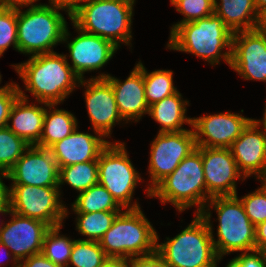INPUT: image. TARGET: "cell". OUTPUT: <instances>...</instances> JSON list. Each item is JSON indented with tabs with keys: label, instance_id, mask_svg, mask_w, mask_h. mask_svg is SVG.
Returning <instances> with one entry per match:
<instances>
[{
	"label": "cell",
	"instance_id": "obj_17",
	"mask_svg": "<svg viewBox=\"0 0 266 267\" xmlns=\"http://www.w3.org/2000/svg\"><path fill=\"white\" fill-rule=\"evenodd\" d=\"M79 85L86 88L84 99L93 130L101 133L105 139L111 137L113 126L123 120L111 83L106 78H89L81 79Z\"/></svg>",
	"mask_w": 266,
	"mask_h": 267
},
{
	"label": "cell",
	"instance_id": "obj_37",
	"mask_svg": "<svg viewBox=\"0 0 266 267\" xmlns=\"http://www.w3.org/2000/svg\"><path fill=\"white\" fill-rule=\"evenodd\" d=\"M128 267H170L155 251L145 256L131 257L127 259Z\"/></svg>",
	"mask_w": 266,
	"mask_h": 267
},
{
	"label": "cell",
	"instance_id": "obj_22",
	"mask_svg": "<svg viewBox=\"0 0 266 267\" xmlns=\"http://www.w3.org/2000/svg\"><path fill=\"white\" fill-rule=\"evenodd\" d=\"M18 87L20 96L11 108L7 127L29 146L36 145L42 135L44 116L48 104L44 102H38V105L35 103L29 104V96L20 89L19 85ZM10 121L12 122L11 125L9 124Z\"/></svg>",
	"mask_w": 266,
	"mask_h": 267
},
{
	"label": "cell",
	"instance_id": "obj_3",
	"mask_svg": "<svg viewBox=\"0 0 266 267\" xmlns=\"http://www.w3.org/2000/svg\"><path fill=\"white\" fill-rule=\"evenodd\" d=\"M212 208L218 216L217 241L211 223ZM200 214L209 226L217 256L256 249L255 225L248 218L237 195L211 198Z\"/></svg>",
	"mask_w": 266,
	"mask_h": 267
},
{
	"label": "cell",
	"instance_id": "obj_42",
	"mask_svg": "<svg viewBox=\"0 0 266 267\" xmlns=\"http://www.w3.org/2000/svg\"><path fill=\"white\" fill-rule=\"evenodd\" d=\"M256 249L266 252V221L255 226Z\"/></svg>",
	"mask_w": 266,
	"mask_h": 267
},
{
	"label": "cell",
	"instance_id": "obj_38",
	"mask_svg": "<svg viewBox=\"0 0 266 267\" xmlns=\"http://www.w3.org/2000/svg\"><path fill=\"white\" fill-rule=\"evenodd\" d=\"M236 258L242 267H266V252L262 250L241 252Z\"/></svg>",
	"mask_w": 266,
	"mask_h": 267
},
{
	"label": "cell",
	"instance_id": "obj_7",
	"mask_svg": "<svg viewBox=\"0 0 266 267\" xmlns=\"http://www.w3.org/2000/svg\"><path fill=\"white\" fill-rule=\"evenodd\" d=\"M98 242L108 257L129 259L154 253L157 232L141 208L125 209Z\"/></svg>",
	"mask_w": 266,
	"mask_h": 267
},
{
	"label": "cell",
	"instance_id": "obj_50",
	"mask_svg": "<svg viewBox=\"0 0 266 267\" xmlns=\"http://www.w3.org/2000/svg\"><path fill=\"white\" fill-rule=\"evenodd\" d=\"M11 212V208H0V214L2 213V215L4 214H9ZM4 224L5 223H1V225H0V231H1V229L3 228V226H4Z\"/></svg>",
	"mask_w": 266,
	"mask_h": 267
},
{
	"label": "cell",
	"instance_id": "obj_33",
	"mask_svg": "<svg viewBox=\"0 0 266 267\" xmlns=\"http://www.w3.org/2000/svg\"><path fill=\"white\" fill-rule=\"evenodd\" d=\"M176 11L184 17L172 25L170 34L180 25L214 14V0H170Z\"/></svg>",
	"mask_w": 266,
	"mask_h": 267
},
{
	"label": "cell",
	"instance_id": "obj_23",
	"mask_svg": "<svg viewBox=\"0 0 266 267\" xmlns=\"http://www.w3.org/2000/svg\"><path fill=\"white\" fill-rule=\"evenodd\" d=\"M219 1V2H218ZM214 0V14L232 33L259 27L260 14L254 0Z\"/></svg>",
	"mask_w": 266,
	"mask_h": 267
},
{
	"label": "cell",
	"instance_id": "obj_2",
	"mask_svg": "<svg viewBox=\"0 0 266 267\" xmlns=\"http://www.w3.org/2000/svg\"><path fill=\"white\" fill-rule=\"evenodd\" d=\"M231 30L217 15L180 24L169 37L170 50L191 53L204 59L212 66L224 60L228 66L232 58ZM228 49L223 53V49Z\"/></svg>",
	"mask_w": 266,
	"mask_h": 267
},
{
	"label": "cell",
	"instance_id": "obj_6",
	"mask_svg": "<svg viewBox=\"0 0 266 267\" xmlns=\"http://www.w3.org/2000/svg\"><path fill=\"white\" fill-rule=\"evenodd\" d=\"M61 10L71 19L66 9L50 4L17 9L18 52L30 56L55 52L53 47L62 43L68 23Z\"/></svg>",
	"mask_w": 266,
	"mask_h": 267
},
{
	"label": "cell",
	"instance_id": "obj_15",
	"mask_svg": "<svg viewBox=\"0 0 266 267\" xmlns=\"http://www.w3.org/2000/svg\"><path fill=\"white\" fill-rule=\"evenodd\" d=\"M251 120L249 117L231 111L192 117L191 128H193L196 146L229 148Z\"/></svg>",
	"mask_w": 266,
	"mask_h": 267
},
{
	"label": "cell",
	"instance_id": "obj_16",
	"mask_svg": "<svg viewBox=\"0 0 266 267\" xmlns=\"http://www.w3.org/2000/svg\"><path fill=\"white\" fill-rule=\"evenodd\" d=\"M10 221L0 231V243L4 244L18 262L42 252L44 236L50 226L43 221L9 213Z\"/></svg>",
	"mask_w": 266,
	"mask_h": 267
},
{
	"label": "cell",
	"instance_id": "obj_49",
	"mask_svg": "<svg viewBox=\"0 0 266 267\" xmlns=\"http://www.w3.org/2000/svg\"><path fill=\"white\" fill-rule=\"evenodd\" d=\"M265 106H266V103H265ZM255 121L260 125L262 126V128L266 131V107H265V110H264V114H263V118L262 120H256Z\"/></svg>",
	"mask_w": 266,
	"mask_h": 267
},
{
	"label": "cell",
	"instance_id": "obj_31",
	"mask_svg": "<svg viewBox=\"0 0 266 267\" xmlns=\"http://www.w3.org/2000/svg\"><path fill=\"white\" fill-rule=\"evenodd\" d=\"M107 258L98 241L74 239L68 267H100Z\"/></svg>",
	"mask_w": 266,
	"mask_h": 267
},
{
	"label": "cell",
	"instance_id": "obj_40",
	"mask_svg": "<svg viewBox=\"0 0 266 267\" xmlns=\"http://www.w3.org/2000/svg\"><path fill=\"white\" fill-rule=\"evenodd\" d=\"M39 0H0V5L8 7V8H13V9H22V7H38V6H43L46 5L45 3H39L37 4L36 2ZM36 4H35V3Z\"/></svg>",
	"mask_w": 266,
	"mask_h": 267
},
{
	"label": "cell",
	"instance_id": "obj_26",
	"mask_svg": "<svg viewBox=\"0 0 266 267\" xmlns=\"http://www.w3.org/2000/svg\"><path fill=\"white\" fill-rule=\"evenodd\" d=\"M71 209L74 213L124 210L106 188L99 183L79 193L72 203Z\"/></svg>",
	"mask_w": 266,
	"mask_h": 267
},
{
	"label": "cell",
	"instance_id": "obj_27",
	"mask_svg": "<svg viewBox=\"0 0 266 267\" xmlns=\"http://www.w3.org/2000/svg\"><path fill=\"white\" fill-rule=\"evenodd\" d=\"M65 183L77 192L86 191L98 184V160L77 163L59 168L58 187Z\"/></svg>",
	"mask_w": 266,
	"mask_h": 267
},
{
	"label": "cell",
	"instance_id": "obj_46",
	"mask_svg": "<svg viewBox=\"0 0 266 267\" xmlns=\"http://www.w3.org/2000/svg\"><path fill=\"white\" fill-rule=\"evenodd\" d=\"M222 257L223 256H217L216 267L218 266L217 264H219V262L221 261ZM226 267H242V265H241L240 261L236 257H234L228 262Z\"/></svg>",
	"mask_w": 266,
	"mask_h": 267
},
{
	"label": "cell",
	"instance_id": "obj_35",
	"mask_svg": "<svg viewBox=\"0 0 266 267\" xmlns=\"http://www.w3.org/2000/svg\"><path fill=\"white\" fill-rule=\"evenodd\" d=\"M260 186L255 191L239 198L248 218L255 226L266 221V187L262 183Z\"/></svg>",
	"mask_w": 266,
	"mask_h": 267
},
{
	"label": "cell",
	"instance_id": "obj_10",
	"mask_svg": "<svg viewBox=\"0 0 266 267\" xmlns=\"http://www.w3.org/2000/svg\"><path fill=\"white\" fill-rule=\"evenodd\" d=\"M11 211L43 221L50 227L63 224L68 216V208L61 200L59 187H39L31 185H11Z\"/></svg>",
	"mask_w": 266,
	"mask_h": 267
},
{
	"label": "cell",
	"instance_id": "obj_5",
	"mask_svg": "<svg viewBox=\"0 0 266 267\" xmlns=\"http://www.w3.org/2000/svg\"><path fill=\"white\" fill-rule=\"evenodd\" d=\"M158 198L162 204L171 203L177 211L183 212L193 206L200 214L206 205V183L201 157V147L186 156L178 167L152 190L151 198Z\"/></svg>",
	"mask_w": 266,
	"mask_h": 267
},
{
	"label": "cell",
	"instance_id": "obj_9",
	"mask_svg": "<svg viewBox=\"0 0 266 267\" xmlns=\"http://www.w3.org/2000/svg\"><path fill=\"white\" fill-rule=\"evenodd\" d=\"M125 142H110L98 157V183L125 209L141 208L134 190L142 177L129 159ZM132 203V204H131Z\"/></svg>",
	"mask_w": 266,
	"mask_h": 267
},
{
	"label": "cell",
	"instance_id": "obj_4",
	"mask_svg": "<svg viewBox=\"0 0 266 267\" xmlns=\"http://www.w3.org/2000/svg\"><path fill=\"white\" fill-rule=\"evenodd\" d=\"M134 0H85L71 14L82 31L110 40L116 47L131 45Z\"/></svg>",
	"mask_w": 266,
	"mask_h": 267
},
{
	"label": "cell",
	"instance_id": "obj_51",
	"mask_svg": "<svg viewBox=\"0 0 266 267\" xmlns=\"http://www.w3.org/2000/svg\"><path fill=\"white\" fill-rule=\"evenodd\" d=\"M260 182L266 187V175L259 179Z\"/></svg>",
	"mask_w": 266,
	"mask_h": 267
},
{
	"label": "cell",
	"instance_id": "obj_41",
	"mask_svg": "<svg viewBox=\"0 0 266 267\" xmlns=\"http://www.w3.org/2000/svg\"><path fill=\"white\" fill-rule=\"evenodd\" d=\"M3 178L8 179L7 173L0 172V208H10V187L3 183Z\"/></svg>",
	"mask_w": 266,
	"mask_h": 267
},
{
	"label": "cell",
	"instance_id": "obj_14",
	"mask_svg": "<svg viewBox=\"0 0 266 267\" xmlns=\"http://www.w3.org/2000/svg\"><path fill=\"white\" fill-rule=\"evenodd\" d=\"M71 24L78 35L70 41L71 35L66 27L62 44L67 42L72 70L80 79H84L85 72L103 68L119 48L110 40L82 31L73 22Z\"/></svg>",
	"mask_w": 266,
	"mask_h": 267
},
{
	"label": "cell",
	"instance_id": "obj_48",
	"mask_svg": "<svg viewBox=\"0 0 266 267\" xmlns=\"http://www.w3.org/2000/svg\"><path fill=\"white\" fill-rule=\"evenodd\" d=\"M259 28L266 30V11L260 16Z\"/></svg>",
	"mask_w": 266,
	"mask_h": 267
},
{
	"label": "cell",
	"instance_id": "obj_19",
	"mask_svg": "<svg viewBox=\"0 0 266 267\" xmlns=\"http://www.w3.org/2000/svg\"><path fill=\"white\" fill-rule=\"evenodd\" d=\"M229 149L245 178L254 175L259 180L266 175V131L254 118Z\"/></svg>",
	"mask_w": 266,
	"mask_h": 267
},
{
	"label": "cell",
	"instance_id": "obj_39",
	"mask_svg": "<svg viewBox=\"0 0 266 267\" xmlns=\"http://www.w3.org/2000/svg\"><path fill=\"white\" fill-rule=\"evenodd\" d=\"M19 267H63L58 264H54L47 259L42 253L32 255L25 260L19 262Z\"/></svg>",
	"mask_w": 266,
	"mask_h": 267
},
{
	"label": "cell",
	"instance_id": "obj_29",
	"mask_svg": "<svg viewBox=\"0 0 266 267\" xmlns=\"http://www.w3.org/2000/svg\"><path fill=\"white\" fill-rule=\"evenodd\" d=\"M173 74V71L166 69L148 72L143 65L144 93L149 106L178 92L174 87Z\"/></svg>",
	"mask_w": 266,
	"mask_h": 267
},
{
	"label": "cell",
	"instance_id": "obj_24",
	"mask_svg": "<svg viewBox=\"0 0 266 267\" xmlns=\"http://www.w3.org/2000/svg\"><path fill=\"white\" fill-rule=\"evenodd\" d=\"M182 97L178 91L149 106L148 115L160 124L158 132H180L188 130L182 125L192 126V118L185 115L189 100H183Z\"/></svg>",
	"mask_w": 266,
	"mask_h": 267
},
{
	"label": "cell",
	"instance_id": "obj_30",
	"mask_svg": "<svg viewBox=\"0 0 266 267\" xmlns=\"http://www.w3.org/2000/svg\"><path fill=\"white\" fill-rule=\"evenodd\" d=\"M62 226L63 224L48 229L41 253L54 264L68 267L74 240L60 234Z\"/></svg>",
	"mask_w": 266,
	"mask_h": 267
},
{
	"label": "cell",
	"instance_id": "obj_18",
	"mask_svg": "<svg viewBox=\"0 0 266 267\" xmlns=\"http://www.w3.org/2000/svg\"><path fill=\"white\" fill-rule=\"evenodd\" d=\"M11 185L58 187L59 168L47 148L29 146L7 172Z\"/></svg>",
	"mask_w": 266,
	"mask_h": 267
},
{
	"label": "cell",
	"instance_id": "obj_8",
	"mask_svg": "<svg viewBox=\"0 0 266 267\" xmlns=\"http://www.w3.org/2000/svg\"><path fill=\"white\" fill-rule=\"evenodd\" d=\"M172 239L158 243L156 252L170 267H216L217 254L211 231L201 214Z\"/></svg>",
	"mask_w": 266,
	"mask_h": 267
},
{
	"label": "cell",
	"instance_id": "obj_12",
	"mask_svg": "<svg viewBox=\"0 0 266 267\" xmlns=\"http://www.w3.org/2000/svg\"><path fill=\"white\" fill-rule=\"evenodd\" d=\"M230 68L245 80L266 82V30L233 33Z\"/></svg>",
	"mask_w": 266,
	"mask_h": 267
},
{
	"label": "cell",
	"instance_id": "obj_34",
	"mask_svg": "<svg viewBox=\"0 0 266 267\" xmlns=\"http://www.w3.org/2000/svg\"><path fill=\"white\" fill-rule=\"evenodd\" d=\"M11 45L18 51L17 9L0 5V57Z\"/></svg>",
	"mask_w": 266,
	"mask_h": 267
},
{
	"label": "cell",
	"instance_id": "obj_28",
	"mask_svg": "<svg viewBox=\"0 0 266 267\" xmlns=\"http://www.w3.org/2000/svg\"><path fill=\"white\" fill-rule=\"evenodd\" d=\"M122 211H100L91 213H74L77 215L76 229L87 237L81 240L99 241L111 227L116 216Z\"/></svg>",
	"mask_w": 266,
	"mask_h": 267
},
{
	"label": "cell",
	"instance_id": "obj_20",
	"mask_svg": "<svg viewBox=\"0 0 266 267\" xmlns=\"http://www.w3.org/2000/svg\"><path fill=\"white\" fill-rule=\"evenodd\" d=\"M91 78H106L111 83L118 112L123 121H126L125 123L138 122L144 114H148L149 105L145 99L141 60L136 63L134 69L124 81L104 73Z\"/></svg>",
	"mask_w": 266,
	"mask_h": 267
},
{
	"label": "cell",
	"instance_id": "obj_45",
	"mask_svg": "<svg viewBox=\"0 0 266 267\" xmlns=\"http://www.w3.org/2000/svg\"><path fill=\"white\" fill-rule=\"evenodd\" d=\"M4 248H5V251H4ZM7 249L8 248L4 244L0 243V254H5L4 255L5 257L10 258L9 260H7V262H11L12 261L11 262L13 264V265H11L12 267H19V262L16 260V258H14V255L10 252V250L9 249L7 250ZM3 251H4V253H1ZM1 256H3V255H1ZM1 258H0V260H1ZM4 266L5 265L3 263H1V261H0V267H4Z\"/></svg>",
	"mask_w": 266,
	"mask_h": 267
},
{
	"label": "cell",
	"instance_id": "obj_25",
	"mask_svg": "<svg viewBox=\"0 0 266 267\" xmlns=\"http://www.w3.org/2000/svg\"><path fill=\"white\" fill-rule=\"evenodd\" d=\"M55 106L57 104H48L44 116L42 135L35 146L48 149L77 129L78 121L74 114L64 109H57Z\"/></svg>",
	"mask_w": 266,
	"mask_h": 267
},
{
	"label": "cell",
	"instance_id": "obj_11",
	"mask_svg": "<svg viewBox=\"0 0 266 267\" xmlns=\"http://www.w3.org/2000/svg\"><path fill=\"white\" fill-rule=\"evenodd\" d=\"M150 146L148 172L151 179L145 190L147 197H151V190L197 148L193 129L158 132Z\"/></svg>",
	"mask_w": 266,
	"mask_h": 267
},
{
	"label": "cell",
	"instance_id": "obj_43",
	"mask_svg": "<svg viewBox=\"0 0 266 267\" xmlns=\"http://www.w3.org/2000/svg\"><path fill=\"white\" fill-rule=\"evenodd\" d=\"M85 0H48L50 5L66 9L72 14Z\"/></svg>",
	"mask_w": 266,
	"mask_h": 267
},
{
	"label": "cell",
	"instance_id": "obj_21",
	"mask_svg": "<svg viewBox=\"0 0 266 267\" xmlns=\"http://www.w3.org/2000/svg\"><path fill=\"white\" fill-rule=\"evenodd\" d=\"M96 135V136H95ZM105 137L94 131L79 132L78 128L63 140L57 141L48 149L53 154L58 168L98 160L101 151L110 143Z\"/></svg>",
	"mask_w": 266,
	"mask_h": 267
},
{
	"label": "cell",
	"instance_id": "obj_13",
	"mask_svg": "<svg viewBox=\"0 0 266 267\" xmlns=\"http://www.w3.org/2000/svg\"><path fill=\"white\" fill-rule=\"evenodd\" d=\"M206 203L213 197L236 196V181L245 176L238 170L229 148L201 147Z\"/></svg>",
	"mask_w": 266,
	"mask_h": 267
},
{
	"label": "cell",
	"instance_id": "obj_32",
	"mask_svg": "<svg viewBox=\"0 0 266 267\" xmlns=\"http://www.w3.org/2000/svg\"><path fill=\"white\" fill-rule=\"evenodd\" d=\"M29 145L7 126L0 129V172L7 173Z\"/></svg>",
	"mask_w": 266,
	"mask_h": 267
},
{
	"label": "cell",
	"instance_id": "obj_44",
	"mask_svg": "<svg viewBox=\"0 0 266 267\" xmlns=\"http://www.w3.org/2000/svg\"><path fill=\"white\" fill-rule=\"evenodd\" d=\"M100 267H128L127 259L108 257Z\"/></svg>",
	"mask_w": 266,
	"mask_h": 267
},
{
	"label": "cell",
	"instance_id": "obj_52",
	"mask_svg": "<svg viewBox=\"0 0 266 267\" xmlns=\"http://www.w3.org/2000/svg\"><path fill=\"white\" fill-rule=\"evenodd\" d=\"M1 78H2V76H1V74H0V84H1V81H2ZM8 84H9V83H6V85L3 86V87L1 86V87H0V91L3 90L4 88H6V86H7Z\"/></svg>",
	"mask_w": 266,
	"mask_h": 267
},
{
	"label": "cell",
	"instance_id": "obj_47",
	"mask_svg": "<svg viewBox=\"0 0 266 267\" xmlns=\"http://www.w3.org/2000/svg\"><path fill=\"white\" fill-rule=\"evenodd\" d=\"M255 7L257 12L261 15L264 11H266V0H254Z\"/></svg>",
	"mask_w": 266,
	"mask_h": 267
},
{
	"label": "cell",
	"instance_id": "obj_1",
	"mask_svg": "<svg viewBox=\"0 0 266 267\" xmlns=\"http://www.w3.org/2000/svg\"><path fill=\"white\" fill-rule=\"evenodd\" d=\"M67 57L57 52L37 54L11 66L23 80L25 91L35 97V103L58 105L80 87L81 79L72 70Z\"/></svg>",
	"mask_w": 266,
	"mask_h": 267
},
{
	"label": "cell",
	"instance_id": "obj_36",
	"mask_svg": "<svg viewBox=\"0 0 266 267\" xmlns=\"http://www.w3.org/2000/svg\"><path fill=\"white\" fill-rule=\"evenodd\" d=\"M19 96L18 84L13 81L0 91V129L7 126L11 108Z\"/></svg>",
	"mask_w": 266,
	"mask_h": 267
}]
</instances>
